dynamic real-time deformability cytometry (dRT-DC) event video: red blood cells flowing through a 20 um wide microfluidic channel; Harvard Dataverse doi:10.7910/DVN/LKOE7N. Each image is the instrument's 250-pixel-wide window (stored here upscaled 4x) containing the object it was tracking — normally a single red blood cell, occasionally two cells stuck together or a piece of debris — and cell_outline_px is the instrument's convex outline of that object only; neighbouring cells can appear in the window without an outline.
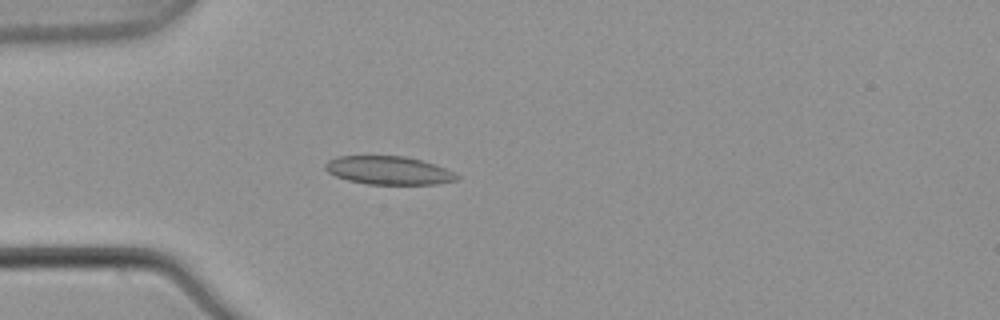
{"species": "common noctule bat (a hibernating species)", "species_latin": "Nyctalus noctula", "temperature_condition": "warm", "stored_images_in_passage": 4, "camera_frame_rate_fps": 3000, "um_per_image_px": 0.085, "animal": {"sex": "male", "body_mass_g": 21.5, "forearm_length_mm": 52.0}, "frame": {"image": 1, "passage_image": 4, "time_ms": 1.0, "image_size_px": [1000, 320], "cell_outline_px": [[460, 176], [456, 180], [436, 184], [368, 184], [348, 180], [336, 176], [328, 172], [324, 168], [324, 164], [328, 160], [340, 156], [404, 156], [436, 164]], "centroid_in_image_um": [33.01, 14.48], "position_along_channel_um": 52.0, "area_um2": 21.56}}